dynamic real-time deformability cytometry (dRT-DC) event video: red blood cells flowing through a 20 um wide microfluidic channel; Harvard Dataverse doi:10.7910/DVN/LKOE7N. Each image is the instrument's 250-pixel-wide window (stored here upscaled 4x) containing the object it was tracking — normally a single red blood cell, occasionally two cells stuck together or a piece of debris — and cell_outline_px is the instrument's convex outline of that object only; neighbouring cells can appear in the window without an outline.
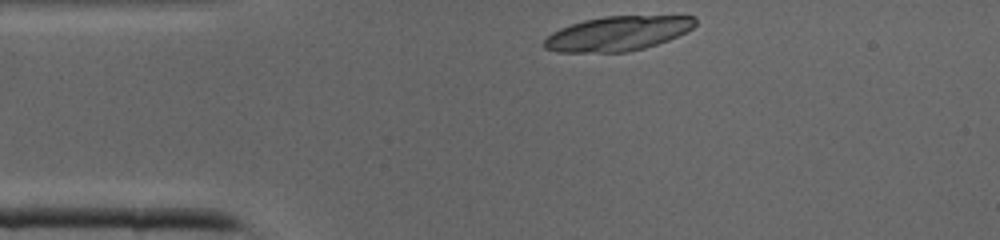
{"species": "common noctule bat (a hibernating species)", "species_latin": "Nyctalus noctula", "temperature_condition": "cold", "stored_images_in_passage": 33, "camera_frame_rate_fps": 3000, "um_per_image_px": 0.085, "animal": {"sex": "male", "body_mass_g": 19.0, "forearm_length_mm": 50.8}, "frame": {"image": 1, "passage_image": 1, "time_ms": 0.0, "image_size_px": [1000, 240], "cell_outline_px": [[696, 24], [692, 28], [668, 40], [644, 48], [628, 52], [556, 52], [544, 48], [544, 40], [552, 32], [560, 28], [584, 20], [604, 16], [696, 16]], "centroid_in_image_um": [52.48, 2.85], "position_along_channel_um": 32.5, "area_um2": 30.23}}